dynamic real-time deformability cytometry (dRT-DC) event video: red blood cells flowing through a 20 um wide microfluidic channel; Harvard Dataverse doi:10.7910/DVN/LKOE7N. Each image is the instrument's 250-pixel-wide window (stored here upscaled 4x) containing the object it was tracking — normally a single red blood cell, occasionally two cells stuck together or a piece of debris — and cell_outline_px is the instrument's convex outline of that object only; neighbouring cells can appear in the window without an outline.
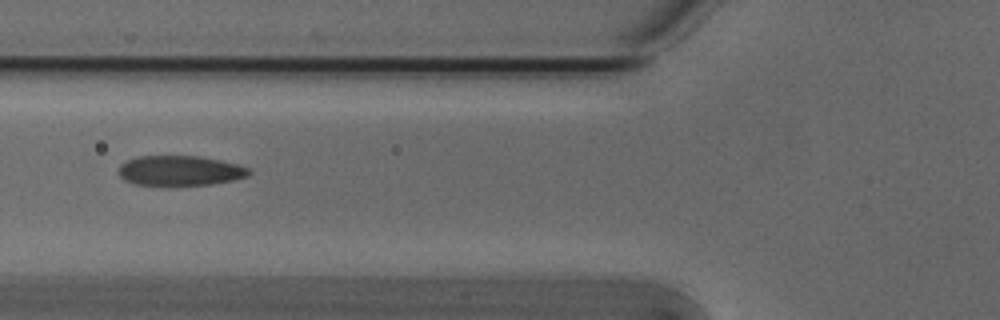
{"species": "Egyptian fruit bat (a non-hibernating species)", "species_latin": "Rousettus aegyptiacus", "temperature_condition": "cold", "stored_images_in_passage": 5, "camera_frame_rate_fps": 3000, "um_per_image_px": 0.085, "animal": {"sex": "male"}, "frame": {"image": 1, "passage_image": 3, "time_ms": 0.667, "image_size_px": [1000, 320], "cell_outline_px": [[252, 172], [248, 176], [232, 180], [212, 184], [168, 188], [136, 184], [124, 180], [120, 176], [120, 164], [128, 160], [140, 156], [200, 156], [240, 164], [252, 168]], "centroid_in_image_um": [15.34, 14.54], "position_along_channel_um": 110.5, "area_um2": 23.64}}
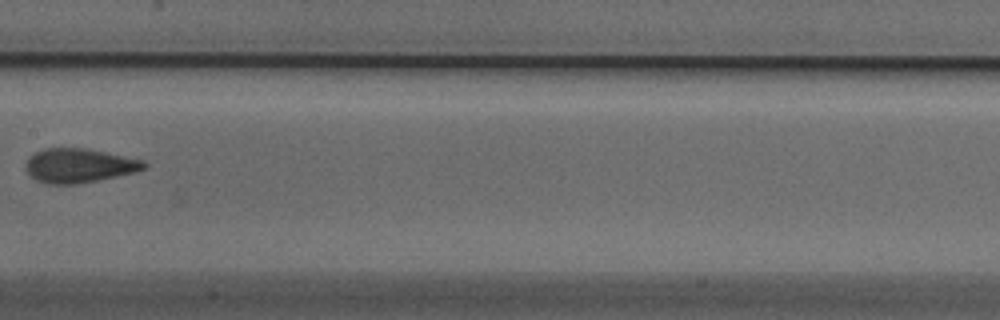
{"frame": {"image": 2, "passage_image": 5, "time_ms": 1.333, "image_size_px": [1000, 320], "cell_outline_px": [[148, 164], [144, 168], [136, 172], [76, 184], [48, 184], [36, 180], [24, 168], [24, 164], [28, 156], [44, 148], [88, 148], [144, 160]], "centroid_in_image_um": [6.7, 14.06], "position_along_channel_um": 200.7, "area_um2": 23.64}}